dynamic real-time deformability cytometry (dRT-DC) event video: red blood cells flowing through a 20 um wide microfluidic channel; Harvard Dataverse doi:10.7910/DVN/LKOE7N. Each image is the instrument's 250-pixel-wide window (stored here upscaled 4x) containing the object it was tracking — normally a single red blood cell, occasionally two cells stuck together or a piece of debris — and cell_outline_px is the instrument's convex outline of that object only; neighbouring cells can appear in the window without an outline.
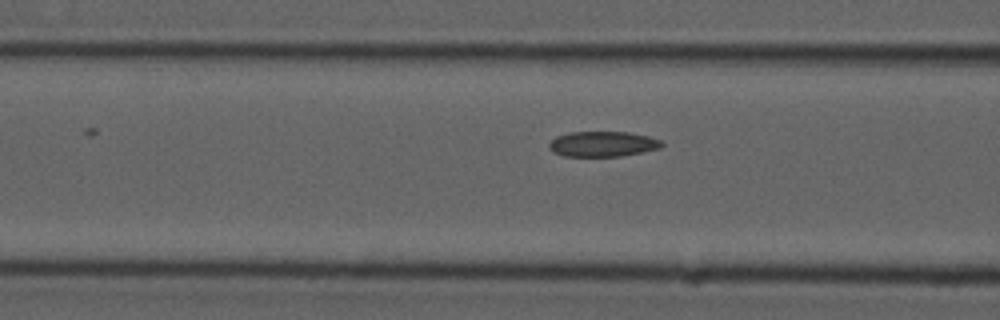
{"species": "common noctule bat (a hibernating species)", "species_latin": "Nyctalus noctula", "temperature_condition": "cold", "stored_images_in_passage": 5, "camera_frame_rate_fps": 3000, "um_per_image_px": 0.085, "animal": {"sex": "male", "forearm_length_mm": 52.5}, "frame": {"image": 1, "passage_image": 5, "time_ms": 4.667, "image_size_px": [1000, 320], "cell_outline_px": [[664, 144], [660, 148], [620, 156], [564, 156], [552, 152], [548, 148], [548, 144], [556, 136], [572, 132], [628, 132], [648, 136], [660, 140]], "centroid_in_image_um": [51.2, 12.24], "position_along_channel_um": 115.4, "area_um2": 16.53}}